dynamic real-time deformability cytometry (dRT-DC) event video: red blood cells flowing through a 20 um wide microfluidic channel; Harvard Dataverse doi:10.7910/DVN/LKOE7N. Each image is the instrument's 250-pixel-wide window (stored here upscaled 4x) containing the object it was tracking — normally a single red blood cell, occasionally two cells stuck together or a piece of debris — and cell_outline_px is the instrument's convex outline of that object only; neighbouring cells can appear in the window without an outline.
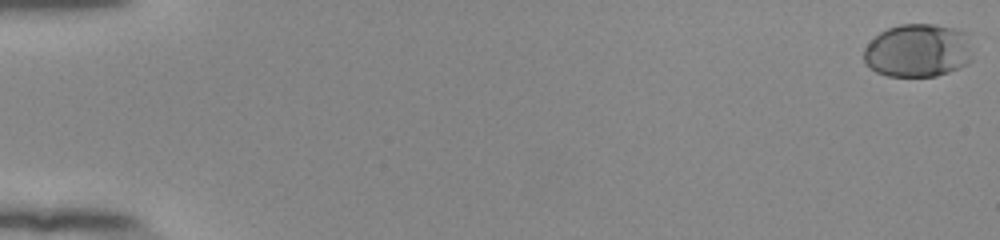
{"species": "human", "species_latin": "Homo sapiens", "temperature_condition": "room temperature", "stored_images_in_passage": 55, "camera_frame_rate_fps": 3000, "um_per_image_px": 0.085, "donor": {"sex": "female"}, "frame": {"image": 1, "passage_image": 1, "time_ms": 0.0, "image_size_px": [1000, 240], "cell_outline_px": [[972, 60], [968, 64], [960, 68], [936, 76], [888, 76], [876, 72], [864, 60], [864, 48], [880, 32], [888, 28], [900, 24], [936, 24], [968, 32]], "centroid_in_image_um": [78.06, 4.29], "position_along_channel_um": 6.9, "area_um2": 33.93}}
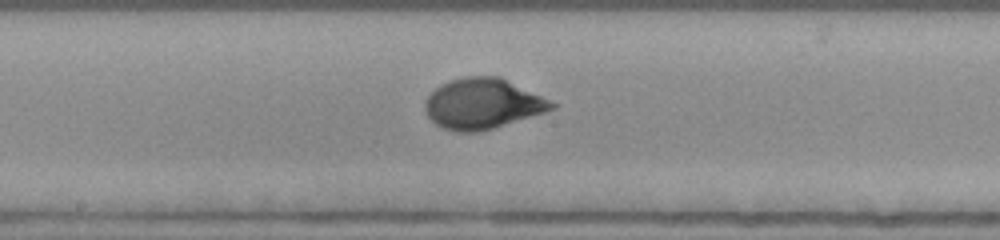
{"frame": {"image": 2, "passage_image": 31, "time_ms": 10.0, "image_size_px": [1000, 240], "cell_outline_px": [[556, 108], [544, 112], [492, 128], [476, 132], [456, 132], [444, 128], [436, 124], [428, 116], [424, 108], [424, 100], [440, 84], [448, 80], [464, 76], [500, 76], [556, 104]], "centroid_in_image_um": [40.96, 8.8], "position_along_channel_um": 207.2, "area_um2": 36.88}}
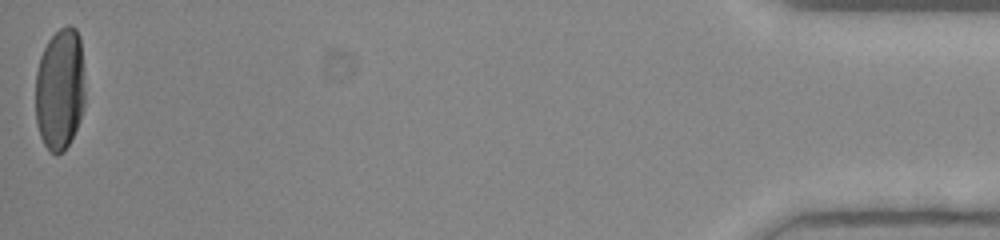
{"frame": {"image": 3, "passage_image": 55, "time_ms": 18.0, "image_size_px": [1000, 240], "cell_outline_px": [[84, 108], [80, 120], [64, 152], [56, 156], [44, 144], [40, 136], [36, 124], [36, 72], [40, 56], [48, 40], [60, 28], [68, 24], [76, 28], [80, 36], [84, 88]], "centroid_in_image_um": [5.09, 7.58], "position_along_channel_um": 430.1, "area_um2": 35.43}, "authors_computed_cell_mechanics": {"area_um2": 35.4314, "velocity_mm_per_s": 3.8768, "shape_relaxation_time_tau1_ms": 3.1651, "shape_relaxation_time_tau2_ms": null, "deformation_change_tau1": 0.1719, "deformation_change_tau2": null}}